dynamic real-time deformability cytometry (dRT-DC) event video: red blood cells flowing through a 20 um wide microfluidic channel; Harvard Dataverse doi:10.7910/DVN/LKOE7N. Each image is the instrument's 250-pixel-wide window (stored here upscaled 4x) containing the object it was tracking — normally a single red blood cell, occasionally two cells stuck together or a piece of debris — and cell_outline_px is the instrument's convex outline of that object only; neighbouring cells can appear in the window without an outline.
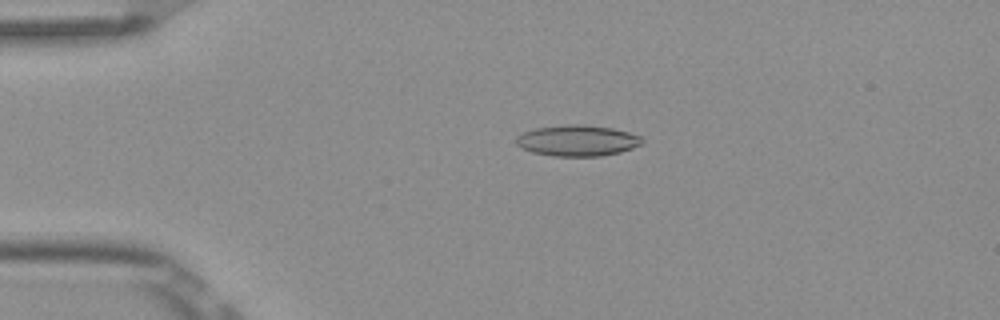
{"species": "Egyptian fruit bat (a non-hibernating species)", "species_latin": "Rousettus aegyptiacus", "temperature_condition": "room temperature", "stored_images_in_passage": 5, "camera_frame_rate_fps": 3000, "um_per_image_px": 0.085, "frame": {"image": 1, "passage_image": 4, "time_ms": 1.0, "image_size_px": [1000, 320], "cell_outline_px": [[644, 140], [640, 144], [632, 148], [620, 152], [600, 156], [552, 156], [532, 152], [520, 148], [516, 144], [516, 136], [524, 132], [536, 128], [568, 124], [580, 124], [612, 128], [628, 132], [640, 136]], "centroid_in_image_um": [49.05, 11.95], "position_along_channel_um": 36.0, "area_um2": 22.72}}